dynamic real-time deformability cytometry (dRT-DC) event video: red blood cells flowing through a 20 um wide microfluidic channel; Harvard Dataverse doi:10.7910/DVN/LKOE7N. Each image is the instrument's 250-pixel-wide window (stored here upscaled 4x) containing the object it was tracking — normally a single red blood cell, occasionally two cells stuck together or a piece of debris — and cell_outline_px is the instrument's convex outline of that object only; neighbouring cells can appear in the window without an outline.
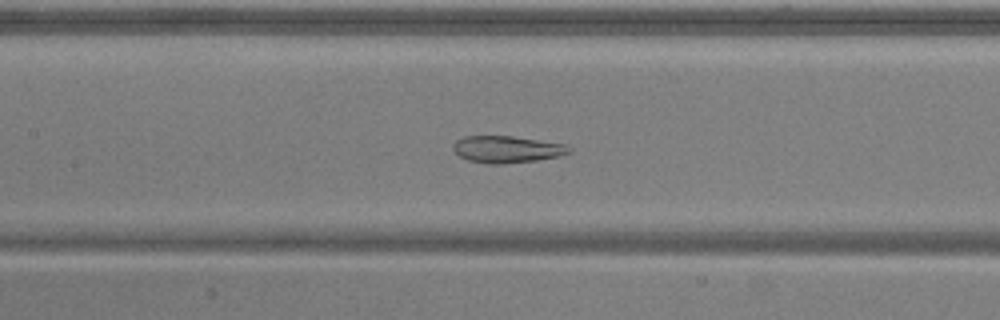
{"species": "common noctule bat (a hibernating species)", "species_latin": "Nyctalus noctula", "temperature_condition": "warm", "stored_images_in_passage": 53, "camera_frame_rate_fps": 3000, "um_per_image_px": 0.085, "animal": {"sex": "male", "body_mass_g": 20.5, "forearm_length_mm": 52.5}, "frame": {"image": 1, "passage_image": 24, "time_ms": 7.667, "image_size_px": [1000, 320], "cell_outline_px": [[572, 152], [560, 156], [536, 160], [500, 164], [488, 164], [468, 160], [460, 156], [452, 148], [452, 144], [456, 140], [464, 136], [512, 136], [568, 144], [572, 148]], "centroid_in_image_um": [43.12, 12.68], "position_along_channel_um": 164.3, "area_um2": 18.32}}
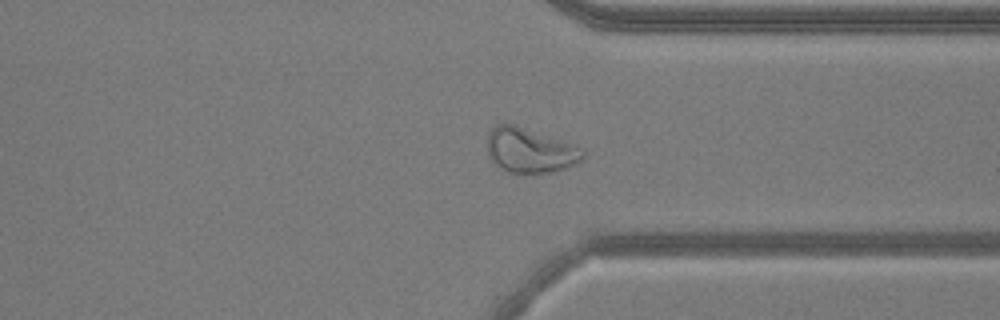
{"frame": {"image": 2, "passage_image": 40, "time_ms": 13.0, "image_size_px": [1000, 320], "cell_outline_px": [[584, 156], [576, 164], [568, 168], [552, 172], [532, 176], [508, 172], [500, 168], [488, 156], [488, 132], [496, 124], [516, 124], [572, 144], [580, 148], [584, 152]], "centroid_in_image_um": [45.03, 12.82], "position_along_channel_um": 366.4, "area_um2": 25.37}}
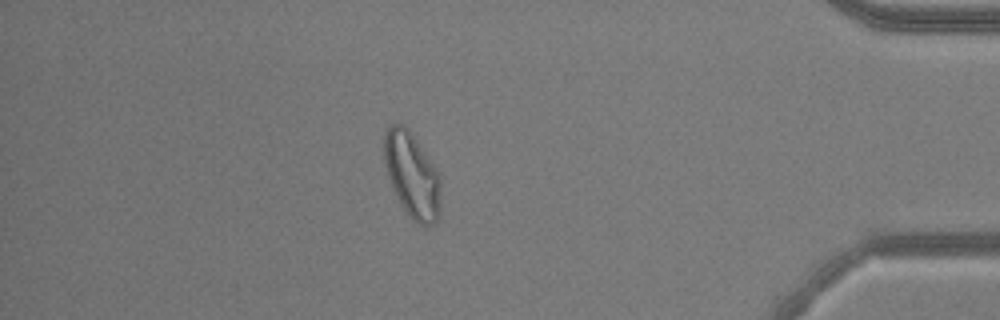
{"frame": {"image": 3, "passage_image": 46, "time_ms": 15.0, "image_size_px": [1000, 320], "cell_outline_px": [[440, 216], [436, 224], [420, 224], [412, 220], [400, 204], [392, 188], [384, 164], [384, 128], [388, 124], [404, 124], [408, 128], [440, 172]], "centroid_in_image_um": [35.02, 14.86], "position_along_channel_um": 400.2, "area_um2": 28.67}, "authors_computed_cell_mechanics": {"area_um2": 26.588, "velocity_mm_per_s": 3.8228, "shape_relaxation_time_tau1_ms": null, "shape_relaxation_time_tau2_ms": 1.358, "deformation_change_tau1": null, "deformation_change_tau2": 0.0863}}